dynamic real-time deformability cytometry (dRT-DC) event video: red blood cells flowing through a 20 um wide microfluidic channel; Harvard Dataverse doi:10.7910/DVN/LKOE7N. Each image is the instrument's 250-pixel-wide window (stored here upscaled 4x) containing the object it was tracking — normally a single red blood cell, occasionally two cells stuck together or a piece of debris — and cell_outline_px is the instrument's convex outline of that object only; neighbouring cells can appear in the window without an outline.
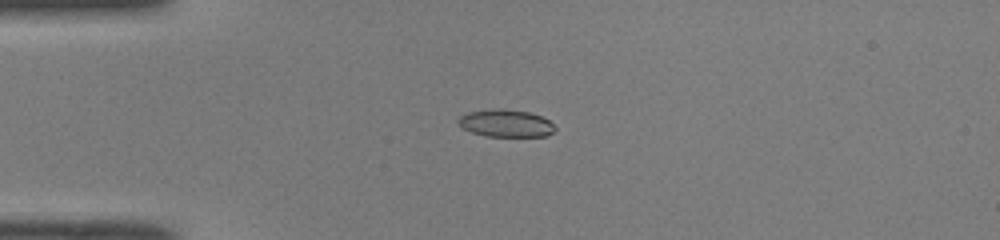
{"species": "common noctule bat (a hibernating species)", "species_latin": "Nyctalus noctula", "temperature_condition": "room temperature", "stored_images_in_passage": 49, "camera_frame_rate_fps": 3000, "um_per_image_px": 0.085, "animal": {"sex": "male", "body_mass_g": 19.0, "forearm_length_mm": 50.8}, "frame": {"image": 1, "passage_image": 12, "time_ms": 3.667, "image_size_px": [1000, 240], "cell_outline_px": [[556, 128], [548, 136], [488, 136], [472, 132], [464, 128], [456, 120], [460, 116], [468, 112], [500, 108], [504, 108], [528, 112], [540, 116], [548, 120]], "centroid_in_image_um": [43.0, 10.47], "position_along_channel_um": 42.0, "area_um2": 15.26}}
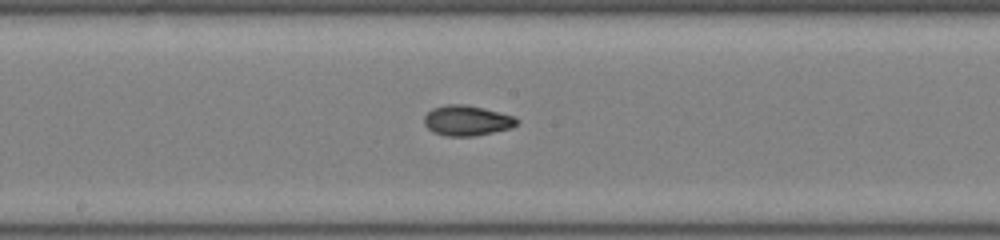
{"frame": {"image": 2, "passage_image": 26, "time_ms": 8.333, "image_size_px": [1000, 240], "cell_outline_px": [[520, 120], [512, 128], [472, 136], [444, 136], [432, 132], [424, 124], [424, 116], [432, 108], [448, 104], [464, 104], [484, 108], [512, 116]], "centroid_in_image_um": [39.65, 10.25], "position_along_channel_um": 208.5, "area_um2": 16.3}}
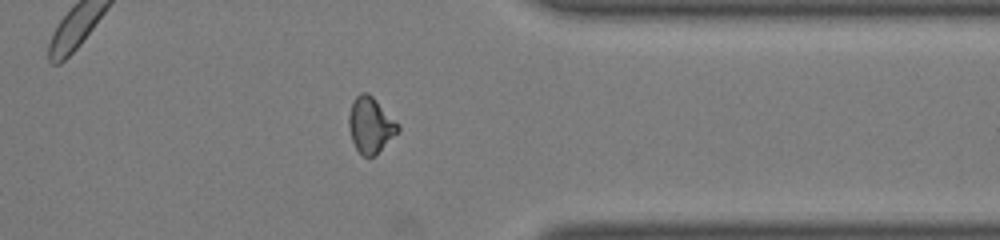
{"frame": {"image": 3, "passage_image": 39, "time_ms": 12.667, "image_size_px": [1000, 240], "cell_outline_px": [[400, 128], [376, 156], [364, 156], [356, 148], [352, 140], [348, 124], [348, 116], [352, 100], [360, 92], [368, 92], [400, 124]], "centroid_in_image_um": [31.48, 10.6], "position_along_channel_um": 379.9, "area_um2": 15.95}, "authors_computed_cell_mechanics": {"area_um2": 15.7794, "velocity_mm_per_s": 4.1016, "shape_relaxation_time_tau1_ms": 7.1017, "shape_relaxation_time_tau2_ms": 2.1416, "deformation_change_tau1": 0.2043, "deformation_change_tau2": 0.0689}}